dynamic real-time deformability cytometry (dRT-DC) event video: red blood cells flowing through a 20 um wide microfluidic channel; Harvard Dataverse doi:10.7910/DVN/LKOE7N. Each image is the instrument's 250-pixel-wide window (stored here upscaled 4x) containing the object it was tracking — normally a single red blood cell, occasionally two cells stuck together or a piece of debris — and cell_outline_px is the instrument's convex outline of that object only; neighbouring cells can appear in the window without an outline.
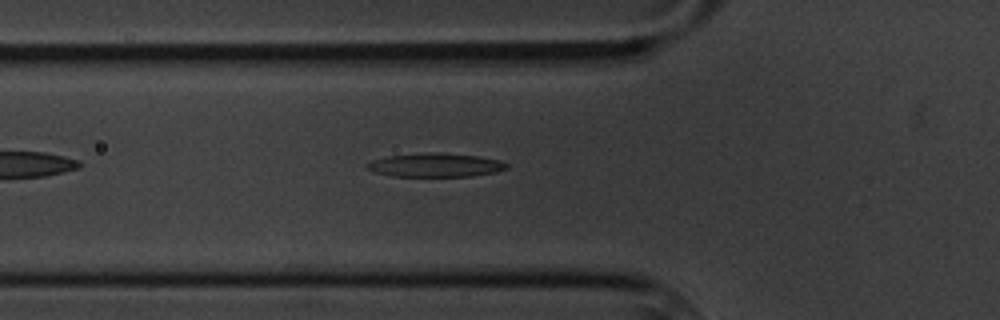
{"species": "common noctule bat (a hibernating species)", "species_latin": "Nyctalus noctula", "temperature_condition": "cold", "stored_images_in_passage": 47, "camera_frame_rate_fps": 3000, "um_per_image_px": 0.085, "animal": {"sex": "male", "body_mass_g": 20.1, "forearm_length_mm": 53.5}, "frame": {"image": 1, "passage_image": 8, "time_ms": 2.333, "image_size_px": [1000, 320], "cell_outline_px": [[508, 168], [496, 172], [472, 176], [392, 176], [376, 172], [364, 168], [364, 164], [372, 160], [388, 156], [424, 152], [432, 152], [476, 156], [500, 160], [508, 164]], "centroid_in_image_um": [36.98, 14.03], "position_along_channel_um": 88.8, "area_um2": 19.31}}
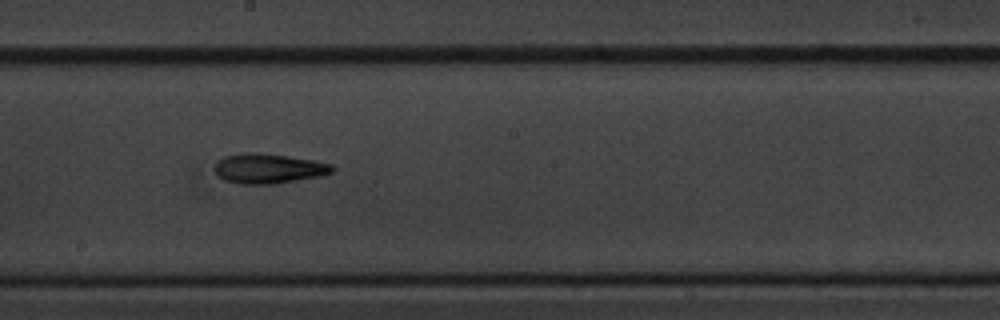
{"frame": {"image": 2, "passage_image": 20, "time_ms": 6.333, "image_size_px": [1000, 320], "cell_outline_px": [[336, 168], [332, 172], [320, 176], [272, 184], [240, 184], [224, 180], [216, 176], [216, 164], [224, 156], [244, 152], [260, 152], [316, 160], [332, 164]], "centroid_in_image_um": [22.84, 14.31], "position_along_channel_um": 225.4, "area_um2": 20.58}}
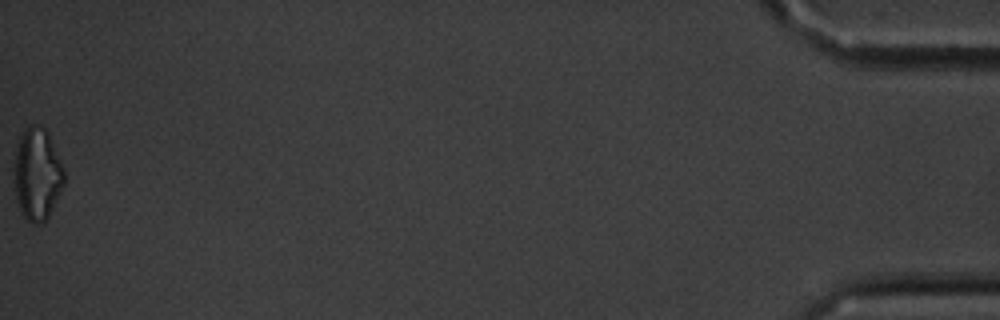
{"frame": {"image": 3, "passage_image": 47, "time_ms": 15.333, "image_size_px": [1000, 320], "cell_outline_px": [[64, 184], [44, 224], [36, 224], [28, 220], [20, 212], [16, 200], [12, 180], [12, 168], [16, 144], [24, 128], [32, 124], [44, 128], [48, 132], [64, 168]], "centroid_in_image_um": [3.11, 14.8], "position_along_channel_um": 432.1, "area_um2": 27.51}, "authors_computed_cell_mechanics": {"area_um2": 20.0566, "velocity_mm_per_s": 3.3907, "shape_relaxation_time_tau1_ms": 4.5227, "shape_relaxation_time_tau2_ms": null, "deformation_change_tau1": 0.1531, "deformation_change_tau2": null}}